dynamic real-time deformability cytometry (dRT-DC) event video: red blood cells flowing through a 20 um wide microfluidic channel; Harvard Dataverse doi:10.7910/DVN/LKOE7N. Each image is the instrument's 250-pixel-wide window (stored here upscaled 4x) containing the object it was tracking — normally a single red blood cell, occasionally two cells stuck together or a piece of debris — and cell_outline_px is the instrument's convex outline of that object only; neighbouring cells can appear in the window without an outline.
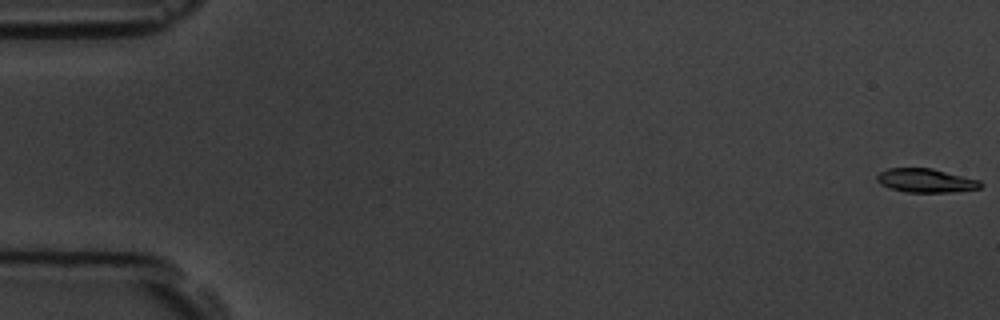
{"species": "common noctule bat (a hibernating species)", "species_latin": "Nyctalus noctula", "temperature_condition": "room temperature", "stored_images_in_passage": 5, "camera_frame_rate_fps": 3000, "um_per_image_px": 0.085, "animal": {"sex": "male", "body_mass_g": 19.5, "forearm_length_mm": 54.6}, "frame": {"image": 1, "passage_image": 1, "time_ms": 0.0, "image_size_px": [1000, 320], "cell_outline_px": [[984, 184], [980, 188], [952, 192], [904, 192], [888, 188], [880, 184], [876, 180], [876, 176], [880, 172], [888, 168], [932, 168], [980, 180]], "centroid_in_image_um": [78.68, 15.35], "position_along_channel_um": 6.3, "area_um2": 14.51}}
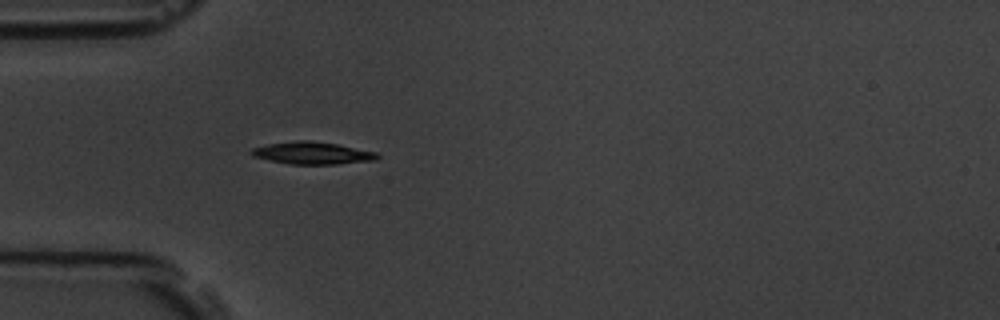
{"frame": {"image": 2, "passage_image": 5, "time_ms": 5.333, "image_size_px": [1000, 320], "cell_outline_px": [[380, 156], [376, 160], [336, 164], [288, 164], [268, 160], [252, 156], [248, 152], [252, 148], [268, 144], [300, 140], [312, 140], [336, 144], [376, 152]], "centroid_in_image_um": [26.51, 13.01], "position_along_channel_um": 58.5, "area_um2": 16.36}}